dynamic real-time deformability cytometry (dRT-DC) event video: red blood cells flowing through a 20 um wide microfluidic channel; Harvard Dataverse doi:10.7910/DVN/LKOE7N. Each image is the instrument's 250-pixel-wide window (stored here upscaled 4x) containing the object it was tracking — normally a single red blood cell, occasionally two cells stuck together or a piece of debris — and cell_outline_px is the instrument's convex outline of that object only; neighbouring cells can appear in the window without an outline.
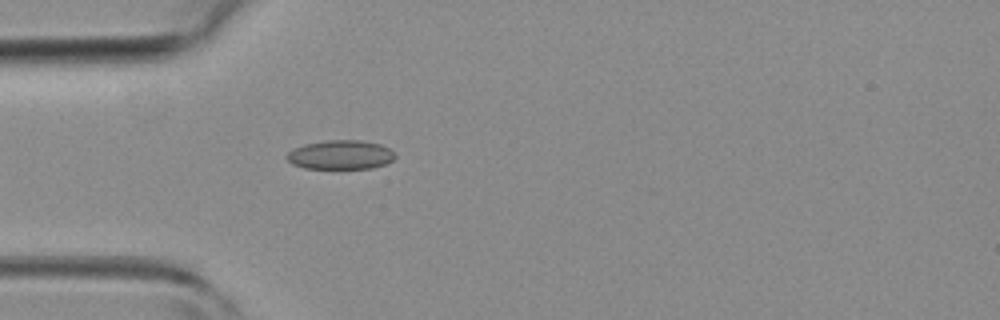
{"species": "common noctule bat (a hibernating species)", "species_latin": "Nyctalus noctula", "temperature_condition": "room temperature", "stored_images_in_passage": 1, "camera_frame_rate_fps": 3000, "um_per_image_px": 0.085, "animal": {"sex": "female", "body_mass_g": 19.3, "forearm_length_mm": 54.1}, "frame": {"image": 1, "passage_image": 1, "time_ms": 0.0, "image_size_px": [1000, 320], "cell_outline_px": [[396, 156], [392, 160], [384, 164], [372, 168], [304, 168], [292, 164], [284, 156], [288, 152], [304, 144], [328, 140], [360, 140], [380, 144], [388, 148]], "centroid_in_image_um": [28.92, 13.15], "position_along_channel_um": 56.1, "area_um2": 18.21}}